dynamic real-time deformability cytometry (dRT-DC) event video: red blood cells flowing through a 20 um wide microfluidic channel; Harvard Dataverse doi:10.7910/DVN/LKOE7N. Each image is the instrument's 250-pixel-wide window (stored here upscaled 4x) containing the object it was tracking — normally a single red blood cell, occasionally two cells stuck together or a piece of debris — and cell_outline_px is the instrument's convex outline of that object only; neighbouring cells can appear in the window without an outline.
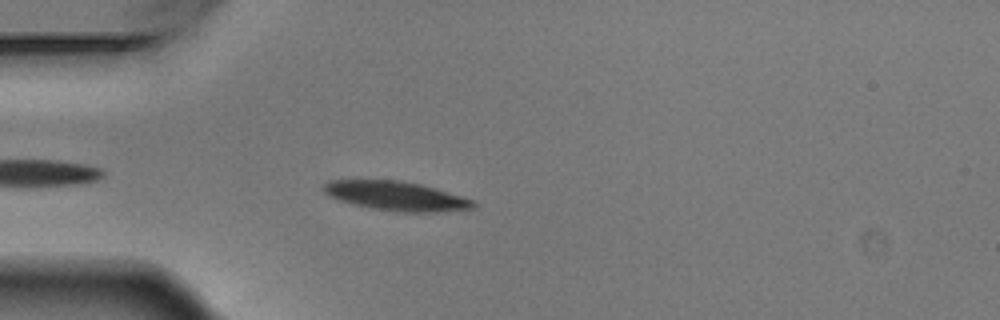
{"species": "Egyptian fruit bat (a non-hibernating species)", "species_latin": "Rousettus aegyptiacus", "temperature_condition": "warm", "stored_images_in_passage": 4, "camera_frame_rate_fps": 3000, "um_per_image_px": 0.085, "animal": {"sex": "male"}, "frame": {"image": 1, "passage_image": 4, "time_ms": 1.0, "image_size_px": [1000, 320], "cell_outline_px": [[476, 208], [440, 212], [396, 212], [372, 208], [352, 204], [328, 196], [324, 192], [324, 184], [332, 180], [396, 180], [420, 184], [476, 200]], "centroid_in_image_um": [33.72, 16.67], "position_along_channel_um": 51.3, "area_um2": 25.49}}